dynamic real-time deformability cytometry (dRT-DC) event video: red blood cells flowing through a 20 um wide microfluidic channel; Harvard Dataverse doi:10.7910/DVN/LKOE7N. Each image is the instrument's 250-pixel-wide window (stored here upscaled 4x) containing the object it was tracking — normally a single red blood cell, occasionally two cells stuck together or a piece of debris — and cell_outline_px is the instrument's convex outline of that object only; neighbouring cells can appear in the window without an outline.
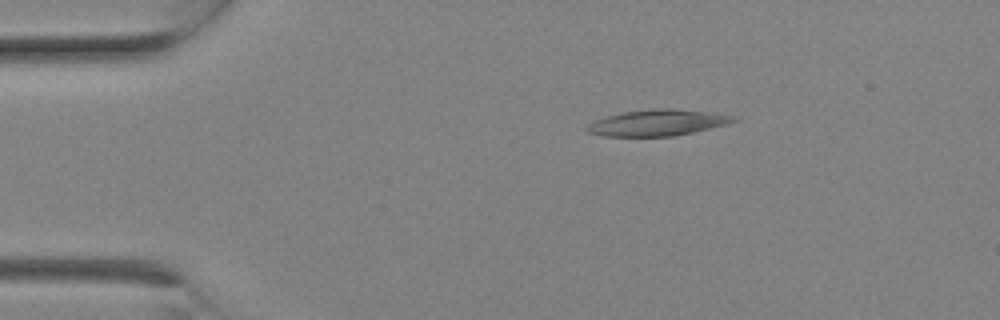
{"species": "Egyptian fruit bat (a non-hibernating species)", "species_latin": "Rousettus aegyptiacus", "temperature_condition": "room temperature", "stored_images_in_passage": 2, "camera_frame_rate_fps": 3000, "um_per_image_px": 0.085, "animal": {"sex": "female"}, "frame": {"image": 1, "passage_image": 2, "time_ms": 0.333, "image_size_px": [1000, 320], "cell_outline_px": [[736, 120], [728, 124], [676, 136], [604, 136], [588, 132], [584, 128], [592, 120], [604, 116], [624, 112], [652, 108], [672, 108], [704, 112], [732, 116]], "centroid_in_image_um": [55.79, 10.43], "position_along_channel_um": 29.2, "area_um2": 22.25}}